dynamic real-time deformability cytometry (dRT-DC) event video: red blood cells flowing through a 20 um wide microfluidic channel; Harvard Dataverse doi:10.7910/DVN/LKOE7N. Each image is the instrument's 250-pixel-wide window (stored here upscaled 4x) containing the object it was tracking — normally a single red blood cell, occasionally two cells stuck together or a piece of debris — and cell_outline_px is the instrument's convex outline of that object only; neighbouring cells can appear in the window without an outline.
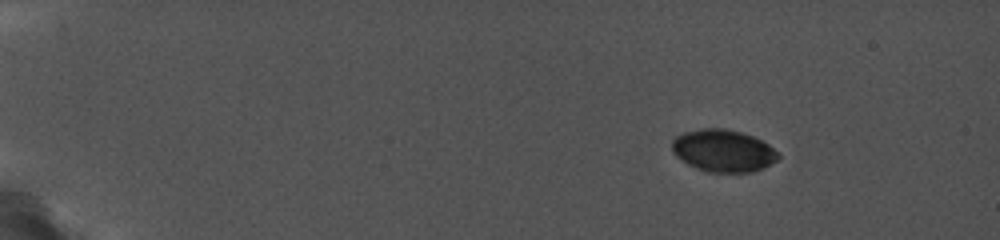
{"species": "common noctule bat (a hibernating species)", "species_latin": "Nyctalus noctula", "temperature_condition": "cold", "stored_images_in_passage": 11, "camera_frame_rate_fps": 5000, "um_per_image_px": 0.085, "animal": {"sex": "female", "body_mass_g": 19.0, "forearm_length_mm": 56.7}, "frame": {"image": 1, "passage_image": 5, "time_ms": 2.4, "image_size_px": [1000, 240], "cell_outline_px": [[780, 156], [776, 160], [764, 168], [752, 172], [704, 172], [680, 160], [672, 152], [672, 140], [676, 136], [684, 132], [704, 128], [720, 128], [740, 132], [752, 136], [768, 144]], "centroid_in_image_um": [61.43, 12.82], "position_along_channel_um": 23.6, "area_um2": 26.07}}
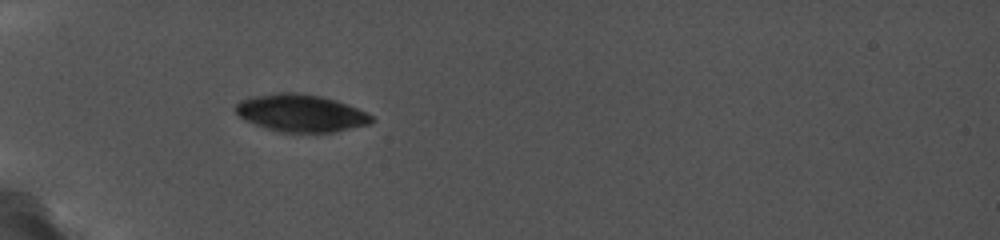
{"frame": {"image": 2, "passage_image": 10, "time_ms": 6.4, "image_size_px": [1000, 240], "cell_outline_px": [[376, 120], [372, 124], [336, 132], [280, 132], [264, 128], [244, 120], [236, 112], [236, 104], [244, 100], [256, 96], [280, 92], [292, 92], [316, 96], [332, 100], [356, 108], [372, 116]], "centroid_in_image_um": [25.59, 9.65], "position_along_channel_um": 59.4, "area_um2": 29.19}}